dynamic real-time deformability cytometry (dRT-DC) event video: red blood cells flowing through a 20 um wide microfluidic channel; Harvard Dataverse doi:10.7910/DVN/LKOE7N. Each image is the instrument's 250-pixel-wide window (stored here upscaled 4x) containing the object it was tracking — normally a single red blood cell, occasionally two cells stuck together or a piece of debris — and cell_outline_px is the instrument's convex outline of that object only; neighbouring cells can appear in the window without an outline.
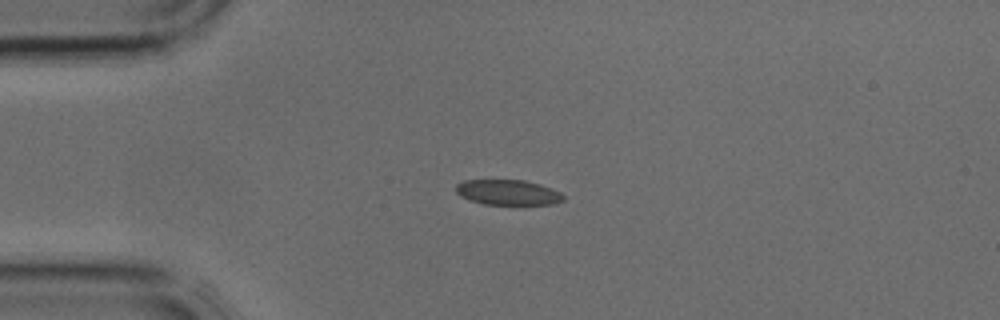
{"species": "common noctule bat (a hibernating species)", "species_latin": "Nyctalus noctula", "temperature_condition": "cold", "stored_images_in_passage": 3, "camera_frame_rate_fps": 3000, "um_per_image_px": 0.085, "animal": {"sex": "male", "body_mass_g": 17.9, "forearm_length_mm": 54.2}, "frame": {"image": 1, "passage_image": 3, "time_ms": 0.667, "image_size_px": [1000, 320], "cell_outline_px": [[564, 200], [556, 204], [484, 204], [468, 200], [460, 196], [456, 192], [456, 184], [464, 180], [524, 180], [540, 184], [552, 188], [560, 192], [564, 196]], "centroid_in_image_um": [43.17, 16.35], "position_along_channel_um": 41.8, "area_um2": 15.9}}